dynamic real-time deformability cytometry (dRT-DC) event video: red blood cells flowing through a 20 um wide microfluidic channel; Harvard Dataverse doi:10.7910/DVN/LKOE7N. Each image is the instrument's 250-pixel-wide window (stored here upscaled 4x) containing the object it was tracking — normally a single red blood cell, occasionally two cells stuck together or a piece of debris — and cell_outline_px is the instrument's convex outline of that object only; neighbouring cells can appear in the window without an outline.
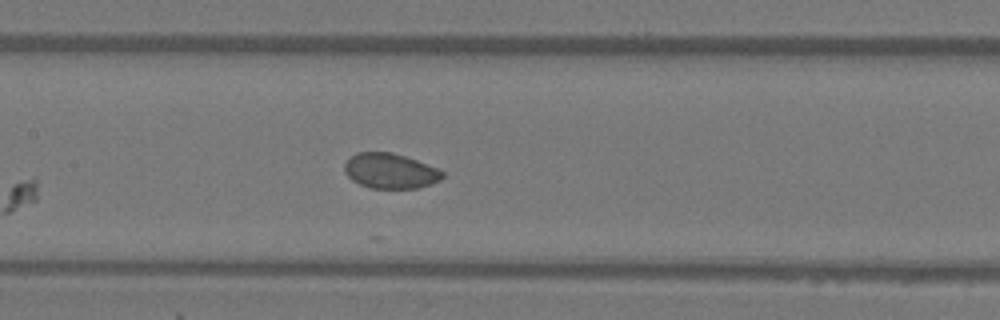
{"species": "Egyptian fruit bat (a non-hibernating species)", "species_latin": "Rousettus aegyptiacus", "temperature_condition": "warm", "stored_images_in_passage": 7, "camera_frame_rate_fps": 3000, "um_per_image_px": 0.085, "animal": {"sex": "female"}, "frame": {"image": 1, "passage_image": 7, "time_ms": 2.0, "image_size_px": [1000, 320], "cell_outline_px": [[444, 176], [440, 180], [432, 184], [416, 188], [372, 188], [360, 184], [352, 180], [344, 172], [344, 164], [356, 152], [392, 152], [416, 160], [436, 168], [444, 172]], "centroid_in_image_um": [33.16, 14.53], "position_along_channel_um": 174.2, "area_um2": 19.94}}